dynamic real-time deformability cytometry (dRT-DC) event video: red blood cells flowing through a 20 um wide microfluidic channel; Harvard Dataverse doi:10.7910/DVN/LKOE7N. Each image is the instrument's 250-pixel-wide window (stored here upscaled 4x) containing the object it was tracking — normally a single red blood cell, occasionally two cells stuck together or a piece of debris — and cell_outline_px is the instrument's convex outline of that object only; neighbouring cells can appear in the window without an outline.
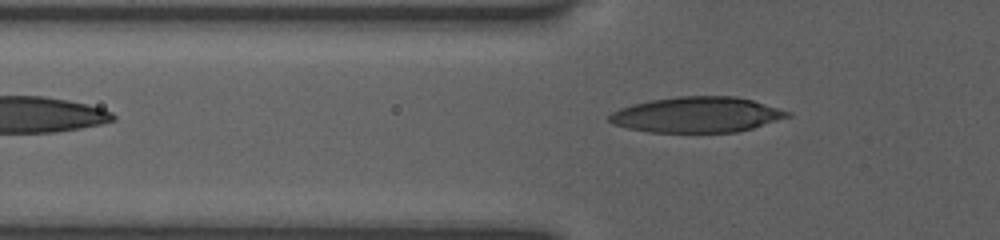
{"species": "human", "species_latin": "Homo sapiens", "temperature_condition": "room temperature", "stored_images_in_passage": 10, "camera_frame_rate_fps": 3000, "um_per_image_px": 0.085, "donor": {"sex": "female"}, "frame": {"image": 1, "passage_image": 10, "time_ms": 6.0, "image_size_px": [1000, 240], "cell_outline_px": [[792, 116], [752, 128], [736, 132], [648, 132], [628, 128], [612, 124], [608, 120], [608, 116], [612, 112], [620, 108], [632, 104], [652, 100], [676, 96], [736, 96], [752, 100], [792, 112]], "centroid_in_image_um": [59.23, 9.75], "position_along_channel_um": 66.6, "area_um2": 36.93}}